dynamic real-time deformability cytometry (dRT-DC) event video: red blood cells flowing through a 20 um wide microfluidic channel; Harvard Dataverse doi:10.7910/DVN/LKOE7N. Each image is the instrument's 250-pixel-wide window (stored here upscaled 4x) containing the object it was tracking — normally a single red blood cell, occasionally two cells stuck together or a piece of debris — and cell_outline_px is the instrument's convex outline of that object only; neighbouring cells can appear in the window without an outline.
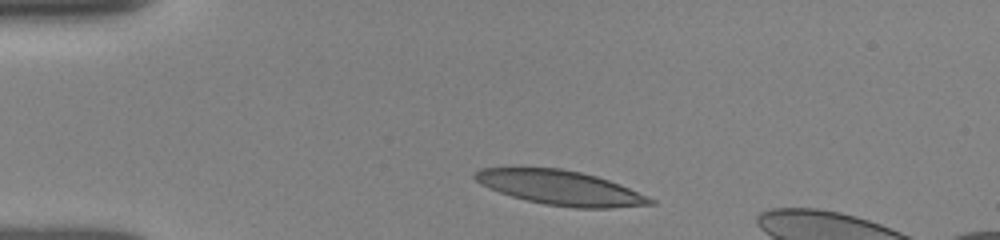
{"species": "human", "species_latin": "Homo sapiens", "temperature_condition": "room temperature", "stored_images_in_passage": 33, "camera_frame_rate_fps": 3000, "um_per_image_px": 0.085, "donor": {"sex": "female"}, "frame": {"image": 1, "passage_image": 1, "time_ms": 0.0, "image_size_px": [1000, 240], "cell_outline_px": [[656, 204], [612, 208], [576, 208], [544, 204], [512, 196], [488, 188], [480, 184], [472, 176], [480, 168], [560, 168], [580, 172], [596, 176], [608, 180], [628, 188], [656, 200]], "centroid_in_image_um": [47.64, 15.96], "position_along_channel_um": 37.4, "area_um2": 34.91}}
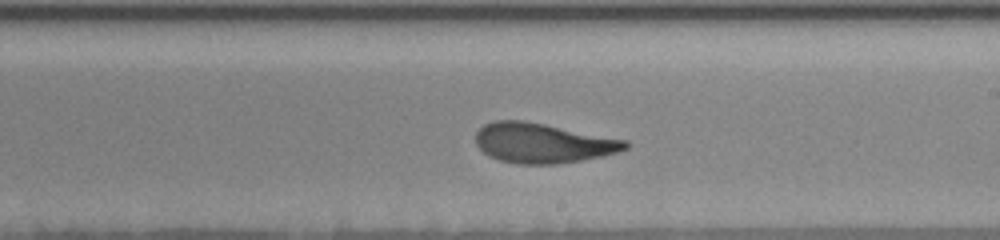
{"frame": {"image": 2, "passage_image": 20, "time_ms": 6.333, "image_size_px": [1000, 240], "cell_outline_px": [[632, 144], [628, 148], [620, 152], [580, 160], [556, 164], [520, 164], [500, 160], [488, 156], [476, 144], [476, 132], [484, 124], [496, 120], [524, 120], [628, 140]], "centroid_in_image_um": [46.16, 12.15], "position_along_channel_um": 242.8, "area_um2": 34.8}}
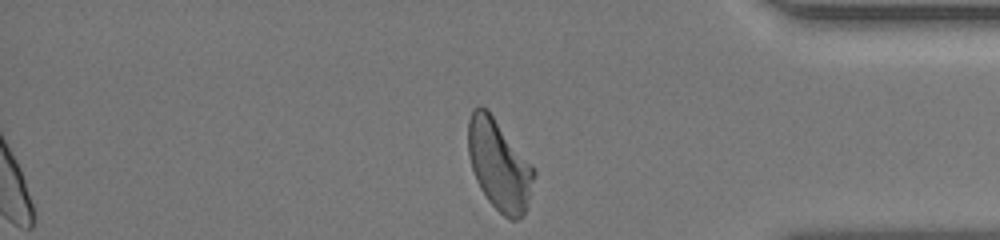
{"frame": {"image": 3, "passage_image": 33, "time_ms": 10.667, "image_size_px": [1000, 240], "cell_outline_px": [[536, 172], [528, 208], [524, 216], [516, 220], [512, 220], [504, 216], [488, 200], [480, 188], [476, 180], [468, 156], [468, 120], [472, 108], [480, 104], [488, 108], [536, 168]], "centroid_in_image_um": [42.45, 13.98], "position_along_channel_um": 392.8, "area_um2": 35.55}, "authors_computed_cell_mechanics": {"area_um2": 34.7956, "velocity_mm_per_s": 3.8845, "shape_relaxation_time_tau1_ms": 4.4452, "shape_relaxation_time_tau2_ms": 1.5775, "deformation_change_tau1": 0.1786, "deformation_change_tau2": 0.0962}}